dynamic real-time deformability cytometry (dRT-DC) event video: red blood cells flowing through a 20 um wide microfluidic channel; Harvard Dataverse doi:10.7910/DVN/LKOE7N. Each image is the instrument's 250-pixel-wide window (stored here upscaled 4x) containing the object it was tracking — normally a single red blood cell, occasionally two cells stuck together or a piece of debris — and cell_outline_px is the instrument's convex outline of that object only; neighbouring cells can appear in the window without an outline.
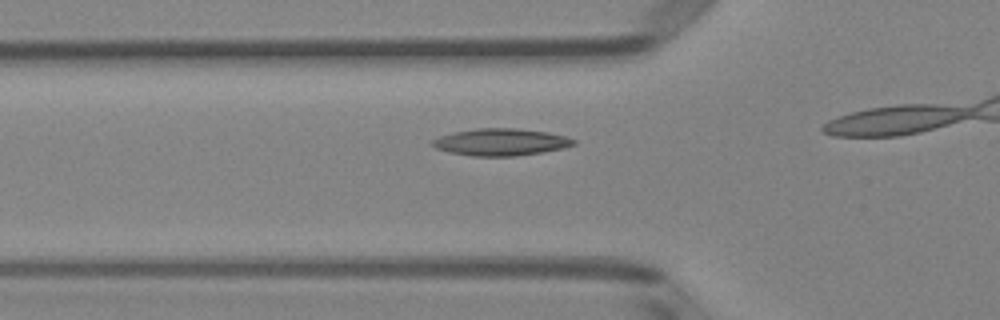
{"species": "Egyptian fruit bat (a non-hibernating species)", "species_latin": "Rousettus aegyptiacus", "temperature_condition": "room temperature", "stored_images_in_passage": 19, "camera_frame_rate_fps": 3000, "um_per_image_px": 0.085, "animal": {"sex": "female"}, "frame": {"image": 1, "passage_image": 11, "time_ms": 3.333, "image_size_px": [1000, 320], "cell_outline_px": [[576, 144], [564, 148], [516, 156], [472, 156], [448, 152], [436, 148], [428, 144], [432, 140], [440, 136], [456, 132], [476, 128], [516, 128], [548, 132], [564, 136], [576, 140]], "centroid_in_image_um": [42.55, 12.08], "position_along_channel_um": 83.3, "area_um2": 22.25}}
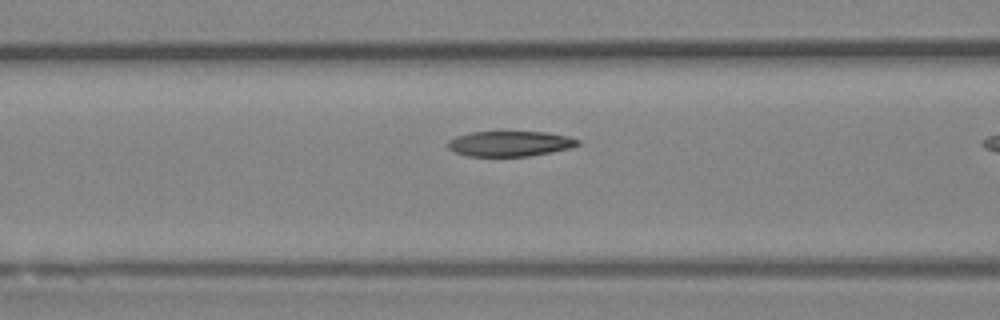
{"frame": {"image": 2, "passage_image": 14, "time_ms": 4.333, "image_size_px": [1000, 320], "cell_outline_px": [[580, 144], [572, 148], [552, 152], [528, 156], [468, 156], [456, 152], [448, 148], [444, 144], [448, 140], [456, 136], [472, 132], [548, 132], [568, 136], [580, 140]], "centroid_in_image_um": [43.35, 12.21], "position_along_channel_um": 123.2, "area_um2": 19.31}}